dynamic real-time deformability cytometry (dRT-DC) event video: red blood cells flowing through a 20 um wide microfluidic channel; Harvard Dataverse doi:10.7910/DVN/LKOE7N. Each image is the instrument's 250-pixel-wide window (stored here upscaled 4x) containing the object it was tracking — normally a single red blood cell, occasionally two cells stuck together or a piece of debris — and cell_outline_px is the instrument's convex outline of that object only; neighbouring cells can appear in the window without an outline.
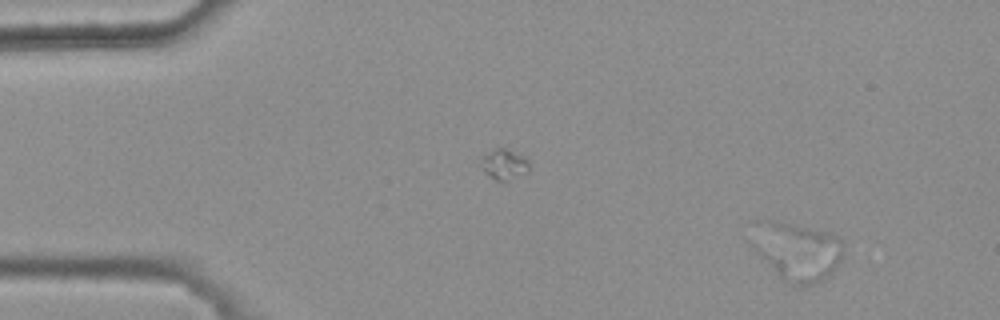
{"species": "common noctule bat (a hibernating species)", "species_latin": "Nyctalus noctula", "temperature_condition": "warm", "stored_images_in_passage": 4, "segment_of_instrument_passage": [1, 2], "camera_frame_rate_fps": 3000, "um_per_image_px": 0.085, "animal": {"sex": "female", "body_mass_g": 25.1}, "frame": {"image": 1, "passage_image": 1, "time_ms": 0.0, "image_size_px": [1000, 320], "cell_outline_px": [[844, 252], [840, 260], [832, 272], [828, 276], [812, 284], [792, 284], [784, 280], [752, 248], [748, 240], [768, 220], [772, 220], [824, 232], [836, 236], [840, 240]], "centroid_in_image_um": [67.77, 21.38], "position_along_channel_um": 17.2, "area_um2": 29.71}}